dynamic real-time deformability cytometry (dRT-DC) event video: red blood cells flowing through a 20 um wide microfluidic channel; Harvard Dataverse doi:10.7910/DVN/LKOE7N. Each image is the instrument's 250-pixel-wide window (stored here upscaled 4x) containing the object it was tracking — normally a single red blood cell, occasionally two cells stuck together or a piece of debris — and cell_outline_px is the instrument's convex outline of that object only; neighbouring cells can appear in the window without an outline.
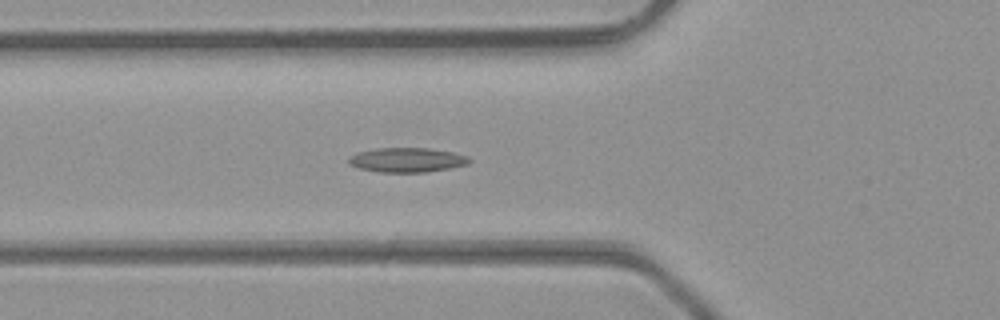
{"species": "common noctule bat (a hibernating species)", "species_latin": "Nyctalus noctula", "temperature_condition": "room temperature", "stored_images_in_passage": 48, "camera_frame_rate_fps": 3000, "um_per_image_px": 0.085, "animal": {"sex": "male", "body_mass_g": 23.1, "forearm_length_mm": 52.7}, "frame": {"image": 1, "passage_image": 18, "time_ms": 5.667, "image_size_px": [1000, 320], "cell_outline_px": [[472, 160], [468, 164], [428, 172], [380, 172], [360, 168], [348, 164], [348, 156], [356, 152], [376, 148], [428, 148], [452, 152], [468, 156]], "centroid_in_image_um": [34.57, 13.59], "position_along_channel_um": 91.2, "area_um2": 17.28}}
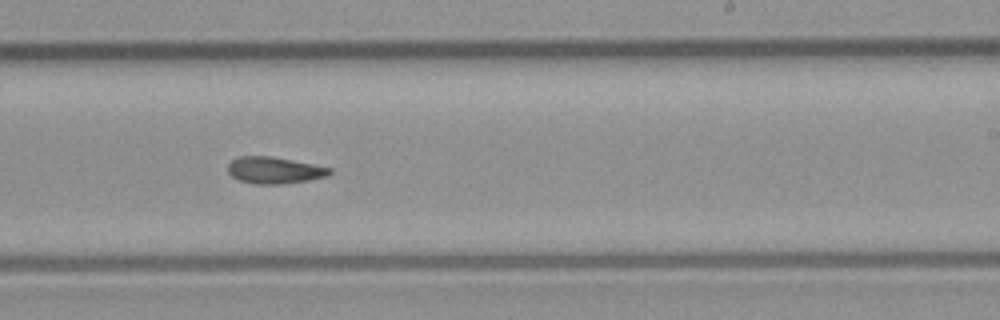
{"frame": {"image": 2, "passage_image": 30, "time_ms": 9.667, "image_size_px": [1000, 320], "cell_outline_px": [[332, 172], [328, 176], [308, 180], [284, 184], [256, 184], [240, 180], [232, 176], [228, 172], [228, 164], [236, 156], [272, 156], [332, 168]], "centroid_in_image_um": [23.32, 14.47], "position_along_channel_um": 265.7, "area_um2": 15.84}}
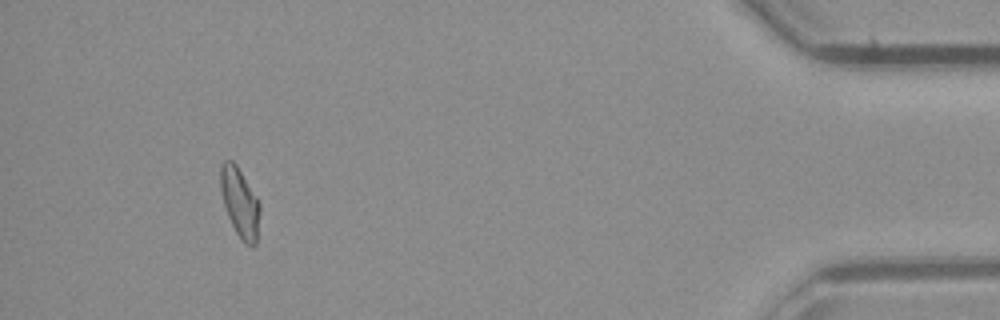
{"frame": {"image": 3, "passage_image": 45, "time_ms": 14.667, "image_size_px": [1000, 320], "cell_outline_px": [[260, 212], [256, 244], [252, 248], [244, 244], [236, 232], [228, 216], [224, 204], [220, 188], [220, 164], [224, 160], [232, 160], [236, 164], [260, 200]], "centroid_in_image_um": [20.4, 17.21], "position_along_channel_um": 414.8, "area_um2": 16.18}, "authors_computed_cell_mechanics": {"area_um2": 16.2418, "velocity_mm_per_s": 4.3424, "shape_relaxation_time_tau1_ms": null, "shape_relaxation_time_tau2_ms": 6.4812, "deformation_change_tau1": null, "deformation_change_tau2": 0.1475}}